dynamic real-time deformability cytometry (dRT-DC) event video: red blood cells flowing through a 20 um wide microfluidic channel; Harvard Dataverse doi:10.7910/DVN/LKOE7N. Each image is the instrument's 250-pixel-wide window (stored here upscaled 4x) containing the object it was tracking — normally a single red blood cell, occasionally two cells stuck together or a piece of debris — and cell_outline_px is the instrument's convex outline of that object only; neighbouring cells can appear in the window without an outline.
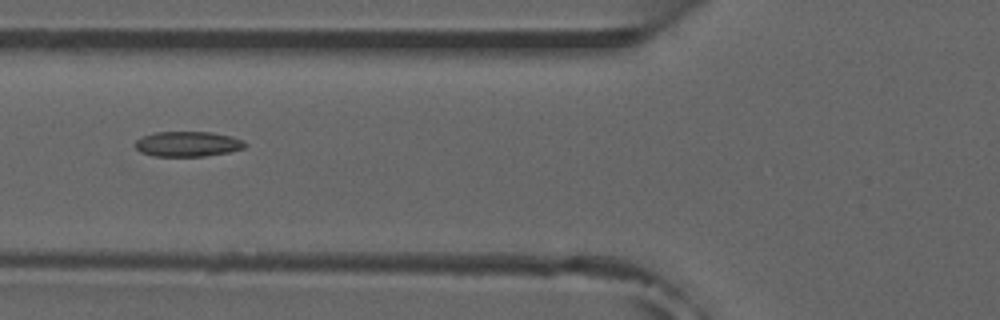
{"species": "common noctule bat (a hibernating species)", "species_latin": "Nyctalus noctula", "temperature_condition": "room temperature", "stored_images_in_passage": 46, "camera_frame_rate_fps": 3000, "um_per_image_px": 0.085, "animal": {"sex": "male", "forearm_length_mm": 52.5}, "frame": {"image": 1, "passage_image": 14, "time_ms": 4.333, "image_size_px": [1000, 320], "cell_outline_px": [[248, 144], [244, 148], [228, 152], [204, 156], [156, 156], [140, 152], [136, 148], [136, 140], [144, 136], [156, 132], [212, 132], [232, 136], [244, 140]], "centroid_in_image_um": [16.0, 12.23], "position_along_channel_um": 109.8, "area_um2": 16.07}, "authors_computed_cell_mechanics": {"area_um2": 15.9239, "velocity_mm_per_s": 3.8901, "shape_relaxation_time_tau1_ms": null, "shape_relaxation_time_tau2_ms": 4.3212, "deformation_change_tau1": null, "deformation_change_tau2": 0.0924}}